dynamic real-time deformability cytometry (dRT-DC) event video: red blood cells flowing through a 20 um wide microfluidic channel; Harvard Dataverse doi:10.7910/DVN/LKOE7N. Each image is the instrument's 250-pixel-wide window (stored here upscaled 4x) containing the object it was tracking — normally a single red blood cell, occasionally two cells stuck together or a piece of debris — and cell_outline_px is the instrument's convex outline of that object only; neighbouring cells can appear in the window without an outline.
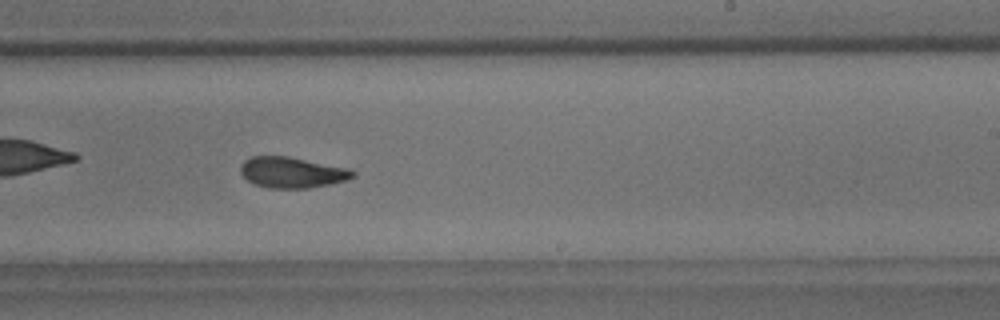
{"species": "common noctule bat (a hibernating species)", "species_latin": "Nyctalus noctula", "temperature_condition": "room temperature", "stored_images_in_passage": 43, "camera_frame_rate_fps": 3000, "um_per_image_px": 0.085, "animal": {"sex": "male", "body_mass_g": 18.8}, "frame": {"image": 1, "passage_image": 25, "time_ms": 8.0, "image_size_px": [1000, 320], "cell_outline_px": [[356, 176], [348, 180], [308, 188], [268, 188], [252, 184], [240, 172], [240, 164], [244, 160], [252, 156], [288, 156], [348, 168], [356, 172]], "centroid_in_image_um": [24.81, 14.65], "position_along_channel_um": 264.2, "area_um2": 20.29}, "authors_computed_cell_mechanics": {"area_um2": 20.519, "velocity_mm_per_s": 3.7191, "shape_relaxation_time_tau1_ms": 4.9383, "shape_relaxation_time_tau2_ms": 2.5809, "deformation_change_tau1": 0.1355, "deformation_change_tau2": 0.1018}}